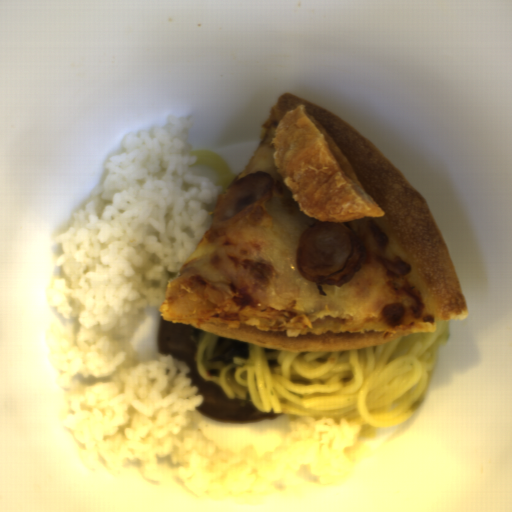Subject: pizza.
<instances>
[{"label": "pizza", "instance_id": "1", "mask_svg": "<svg viewBox=\"0 0 512 512\" xmlns=\"http://www.w3.org/2000/svg\"><path fill=\"white\" fill-rule=\"evenodd\" d=\"M303 105L343 151L361 185L385 211L346 223L358 235V268L343 284H315L296 264L298 240L318 219L301 212L273 160L275 127ZM270 171L268 203L232 225L215 213L232 186ZM162 320L236 341L298 351L359 350L411 333H432L438 320H466L461 281L438 224L418 188L362 133L320 107L281 95L260 141L218 197L210 225L169 283Z\"/></svg>", "mask_w": 512, "mask_h": 512}]
</instances>
